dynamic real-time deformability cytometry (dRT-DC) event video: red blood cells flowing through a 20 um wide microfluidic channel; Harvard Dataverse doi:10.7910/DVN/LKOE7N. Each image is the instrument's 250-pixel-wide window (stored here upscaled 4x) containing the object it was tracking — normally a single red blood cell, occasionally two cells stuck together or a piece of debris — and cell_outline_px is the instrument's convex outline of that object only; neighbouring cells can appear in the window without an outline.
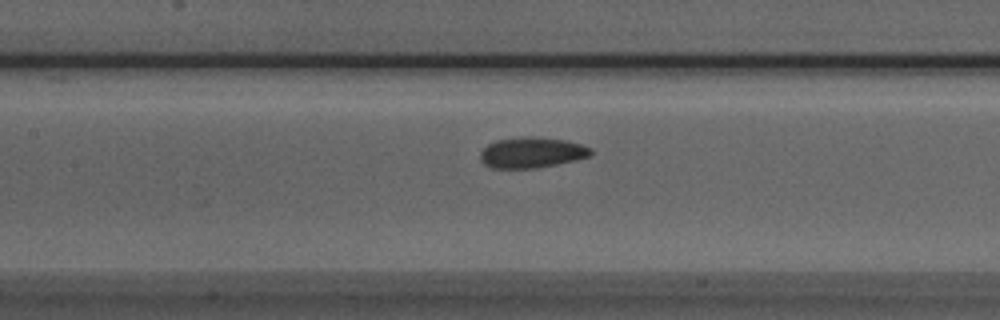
{"species": "Egyptian fruit bat (a non-hibernating species)", "species_latin": "Rousettus aegyptiacus", "temperature_condition": "room temperature", "stored_images_in_passage": 53, "camera_frame_rate_fps": 3000, "um_per_image_px": 0.085, "animal": {"sex": "male"}, "frame": {"image": 1, "passage_image": 24, "time_ms": 7.667, "image_size_px": [1000, 320], "cell_outline_px": [[592, 156], [576, 160], [536, 168], [492, 168], [484, 164], [480, 160], [480, 152], [488, 144], [496, 140], [524, 136], [532, 136], [564, 140], [580, 144], [592, 148]], "centroid_in_image_um": [45.2, 12.96], "position_along_channel_um": 162.2, "area_um2": 19.83}}
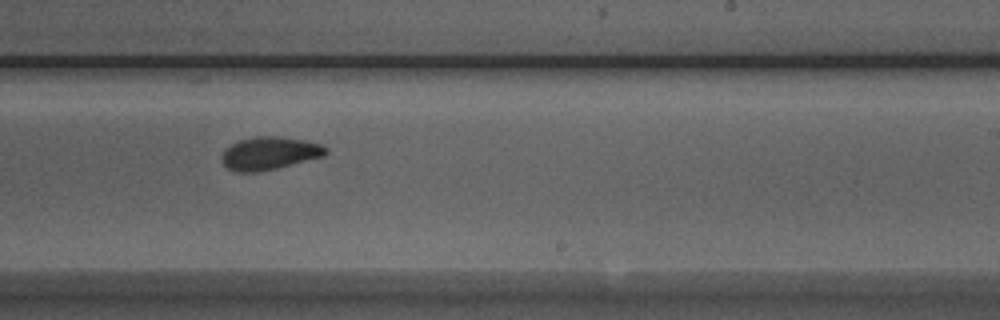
{"frame": {"image": 2, "passage_image": 32, "time_ms": 10.333, "image_size_px": [1000, 320], "cell_outline_px": [[328, 152], [324, 156], [260, 172], [232, 172], [220, 160], [220, 156], [224, 148], [240, 140], [256, 136], [276, 136], [304, 140], [320, 144], [328, 148]], "centroid_in_image_um": [22.86, 13.03], "position_along_channel_um": 266.1, "area_um2": 20.06}}
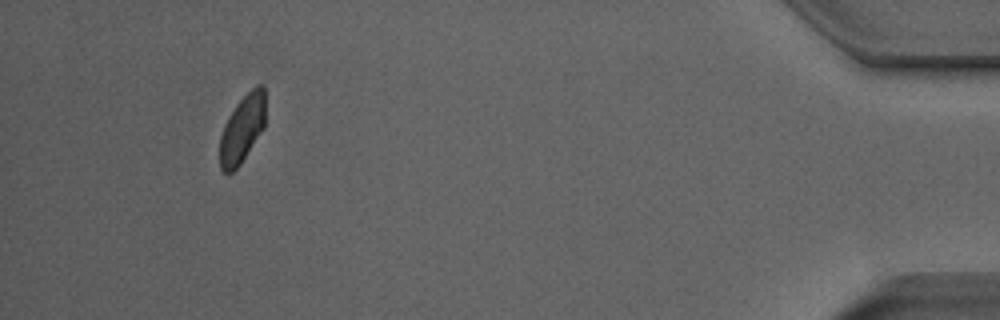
{"frame": {"image": 3, "passage_image": 49, "time_ms": 16.0, "image_size_px": [1000, 320], "cell_outline_px": [[264, 128], [240, 164], [232, 172], [224, 172], [220, 168], [220, 136], [224, 124], [228, 116], [236, 104], [256, 84], [264, 84]], "centroid_in_image_um": [20.58, 10.94], "position_along_channel_um": 414.6, "area_um2": 17.86}, "authors_computed_cell_mechanics": {"area_um2": 19.8254, "velocity_mm_per_s": 3.9101, "shape_relaxation_time_tau1_ms": 2.9974, "shape_relaxation_time_tau2_ms": 1.647, "deformation_change_tau1": 0.0796, "deformation_change_tau2": 0.0505}}